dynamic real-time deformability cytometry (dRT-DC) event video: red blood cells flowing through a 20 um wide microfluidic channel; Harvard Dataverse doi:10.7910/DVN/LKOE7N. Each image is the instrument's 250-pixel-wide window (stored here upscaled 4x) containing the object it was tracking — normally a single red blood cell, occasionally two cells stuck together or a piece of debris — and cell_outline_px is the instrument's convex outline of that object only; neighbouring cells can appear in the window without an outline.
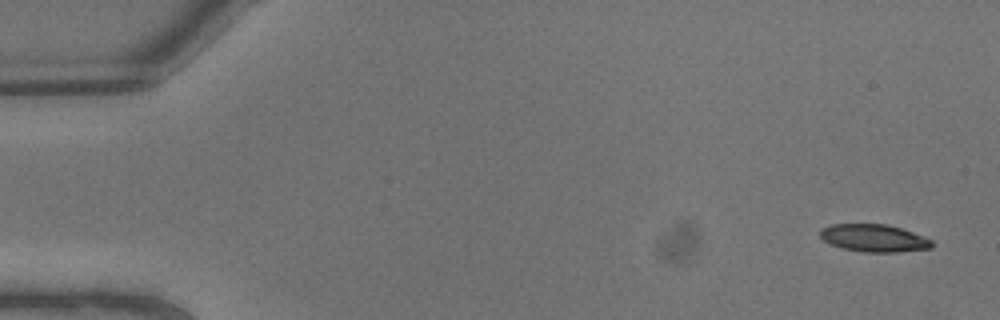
{"species": "common noctule bat (a hibernating species)", "species_latin": "Nyctalus noctula", "temperature_condition": "warm", "stored_images_in_passage": 3, "camera_frame_rate_fps": 3000, "um_per_image_px": 0.085, "animal": {"sex": "male", "body_mass_g": 13.3}, "frame": {"image": 1, "passage_image": 1, "time_ms": 0.0, "image_size_px": [1000, 320], "cell_outline_px": [[932, 248], [900, 252], [864, 252], [840, 248], [824, 240], [820, 236], [820, 232], [824, 228], [832, 224], [888, 224], [924, 236], [932, 240]], "centroid_in_image_um": [74.31, 20.24], "position_along_channel_um": 10.7, "area_um2": 17.86}}